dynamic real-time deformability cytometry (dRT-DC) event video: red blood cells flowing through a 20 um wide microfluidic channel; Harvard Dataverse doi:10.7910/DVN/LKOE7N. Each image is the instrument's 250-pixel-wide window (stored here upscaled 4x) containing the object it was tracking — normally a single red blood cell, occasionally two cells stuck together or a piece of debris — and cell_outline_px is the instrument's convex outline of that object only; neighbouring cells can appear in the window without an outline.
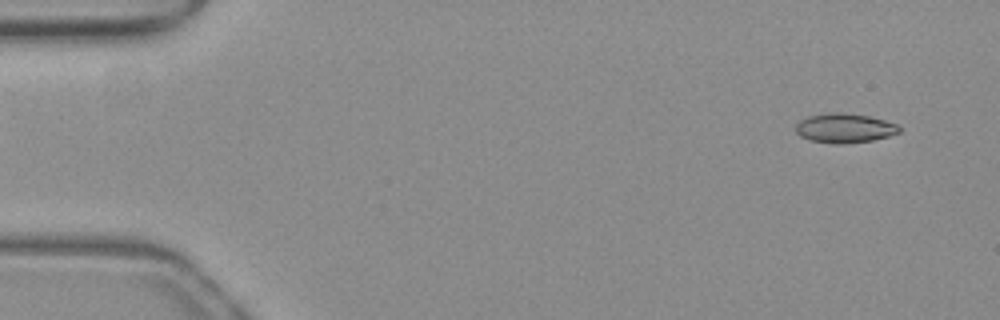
{"species": "common noctule bat (a hibernating species)", "species_latin": "Nyctalus noctula", "temperature_condition": "warm", "stored_images_in_passage": 51, "camera_frame_rate_fps": 3000, "um_per_image_px": 0.085, "animal": {"sex": "female", "body_mass_g": 19.3, "forearm_length_mm": 54.1}, "frame": {"image": 1, "passage_image": 3, "time_ms": 0.667, "image_size_px": [1000, 320], "cell_outline_px": [[900, 132], [888, 136], [872, 140], [840, 144], [836, 144], [812, 140], [800, 136], [796, 132], [796, 124], [800, 120], [808, 116], [828, 112], [840, 112], [868, 116], [884, 120], [896, 124], [900, 128]], "centroid_in_image_um": [71.77, 10.88], "position_along_channel_um": 13.2, "area_um2": 17.57}}
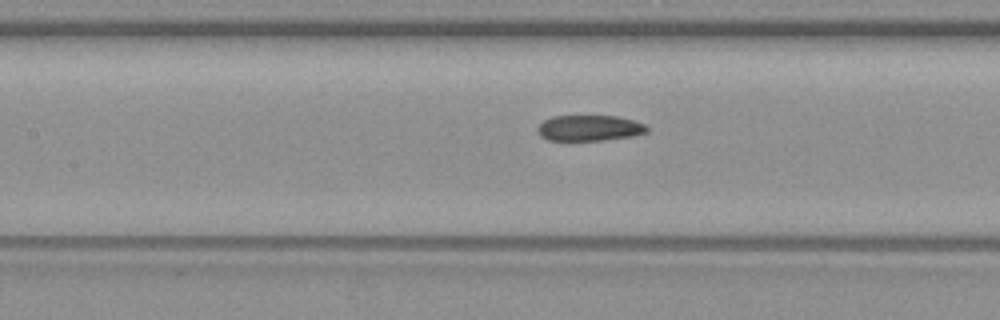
{"frame": {"image": 2, "passage_image": 23, "time_ms": 7.333, "image_size_px": [1000, 320], "cell_outline_px": [[648, 132], [632, 136], [604, 140], [548, 140], [540, 136], [536, 132], [536, 128], [544, 120], [552, 116], [616, 116], [632, 120], [644, 124], [648, 128]], "centroid_in_image_um": [50.06, 10.88], "position_along_channel_um": 157.3, "area_um2": 16.42}}
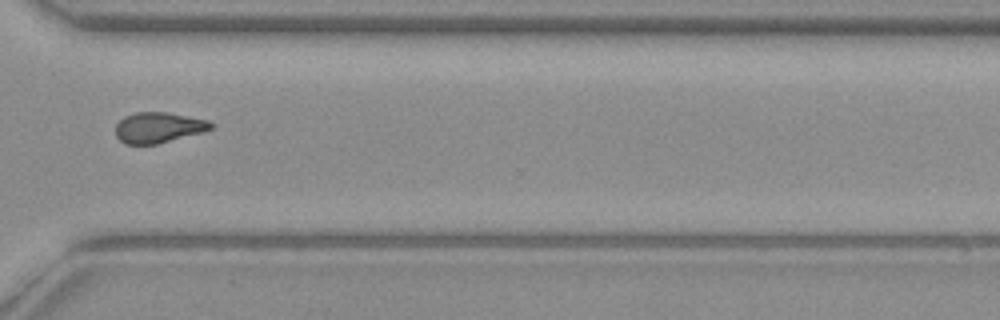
{"frame": {"image": 3, "passage_image": 38, "time_ms": 12.333, "image_size_px": [1000, 320], "cell_outline_px": [[216, 124], [212, 128], [204, 132], [156, 144], [124, 144], [116, 136], [116, 124], [124, 116], [136, 112], [168, 112], [208, 120]], "centroid_in_image_um": [13.49, 10.83], "position_along_channel_um": 357.1, "area_um2": 17.11}, "authors_computed_cell_mechanics": {"area_um2": 17.2822, "velocity_mm_per_s": 4.0043, "shape_relaxation_time_tau1_ms": null, "shape_relaxation_time_tau2_ms": 3.9273, "deformation_change_tau1": null, "deformation_change_tau2": 0.111}}